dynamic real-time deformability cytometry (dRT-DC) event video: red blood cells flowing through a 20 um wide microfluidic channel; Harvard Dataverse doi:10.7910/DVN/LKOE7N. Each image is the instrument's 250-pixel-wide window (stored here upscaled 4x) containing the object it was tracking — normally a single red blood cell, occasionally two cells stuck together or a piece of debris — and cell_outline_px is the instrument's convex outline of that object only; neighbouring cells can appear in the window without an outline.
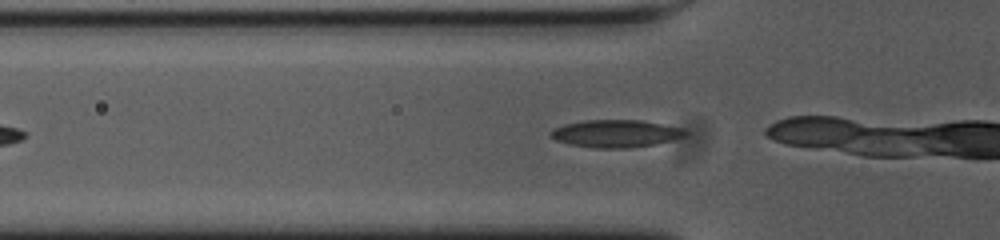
{"species": "common noctule bat (a hibernating species)", "species_latin": "Nyctalus noctula", "temperature_condition": "cold", "stored_images_in_passage": 11, "camera_frame_rate_fps": 3000, "um_per_image_px": 0.085, "animal": {"sex": "female", "body_mass_g": 23.0, "forearm_length_mm": 53.4}, "frame": {"image": 1, "passage_image": 8, "time_ms": 2.333, "image_size_px": [1000, 240], "cell_outline_px": [[688, 132], [684, 136], [672, 140], [656, 144], [628, 148], [596, 148], [572, 144], [556, 140], [548, 136], [548, 132], [552, 128], [564, 124], [584, 120], [640, 120], [680, 128]], "centroid_in_image_um": [52.28, 11.35], "position_along_channel_um": 73.5, "area_um2": 21.5}}